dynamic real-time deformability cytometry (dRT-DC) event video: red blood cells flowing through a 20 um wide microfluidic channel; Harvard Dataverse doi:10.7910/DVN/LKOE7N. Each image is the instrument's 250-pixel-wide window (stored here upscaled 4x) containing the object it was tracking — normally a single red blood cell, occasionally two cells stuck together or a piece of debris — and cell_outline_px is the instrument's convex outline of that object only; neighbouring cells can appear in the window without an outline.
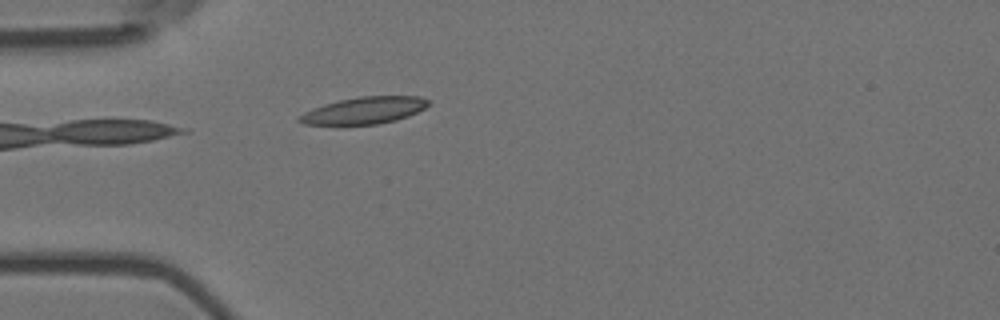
{"species": "Egyptian fruit bat (a non-hibernating species)", "species_latin": "Rousettus aegyptiacus", "temperature_condition": "room temperature", "stored_images_in_passage": 5, "camera_frame_rate_fps": 3000, "um_per_image_px": 0.085, "animal": {"sex": "female"}, "frame": {"image": 1, "passage_image": 5, "time_ms": 1.333, "image_size_px": [1000, 320], "cell_outline_px": [[428, 104], [424, 108], [408, 116], [396, 120], [376, 124], [344, 128], [304, 124], [296, 120], [304, 112], [324, 104], [340, 100], [360, 96], [420, 96], [428, 100]], "centroid_in_image_um": [30.86, 9.44], "position_along_channel_um": 54.1, "area_um2": 20.92}}